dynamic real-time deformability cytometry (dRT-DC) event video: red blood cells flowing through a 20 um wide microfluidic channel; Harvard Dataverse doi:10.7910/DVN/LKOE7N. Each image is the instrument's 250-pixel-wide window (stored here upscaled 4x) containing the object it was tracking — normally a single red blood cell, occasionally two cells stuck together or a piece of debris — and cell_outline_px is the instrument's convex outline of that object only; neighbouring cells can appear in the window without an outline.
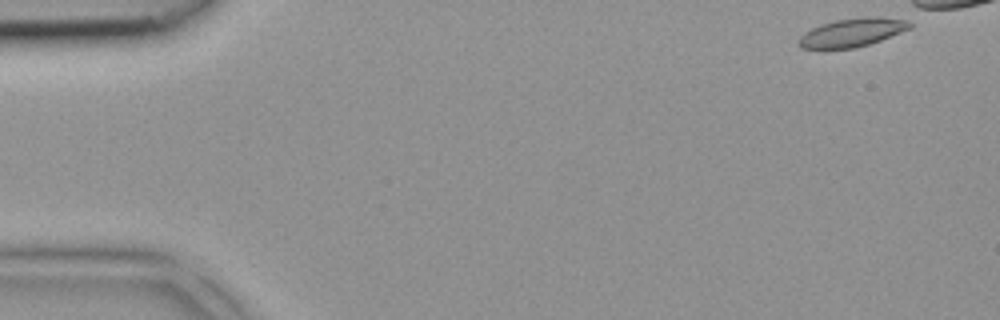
{"species": "common noctule bat (a hibernating species)", "species_latin": "Nyctalus noctula", "temperature_condition": "room temperature", "stored_images_in_passage": 8, "camera_frame_rate_fps": 3000, "um_per_image_px": 0.085, "animal": {"sex": "female", "body_mass_g": 18.4}, "frame": {"image": 1, "passage_image": 1, "time_ms": 0.0, "image_size_px": [1000, 320], "cell_outline_px": [[912, 28], [880, 40], [868, 44], [852, 48], [824, 52], [820, 52], [800, 48], [796, 44], [800, 36], [804, 32], [820, 24], [836, 20], [904, 20], [912, 24]], "centroid_in_image_um": [72.2, 2.89], "position_along_channel_um": 12.8, "area_um2": 17.98}}
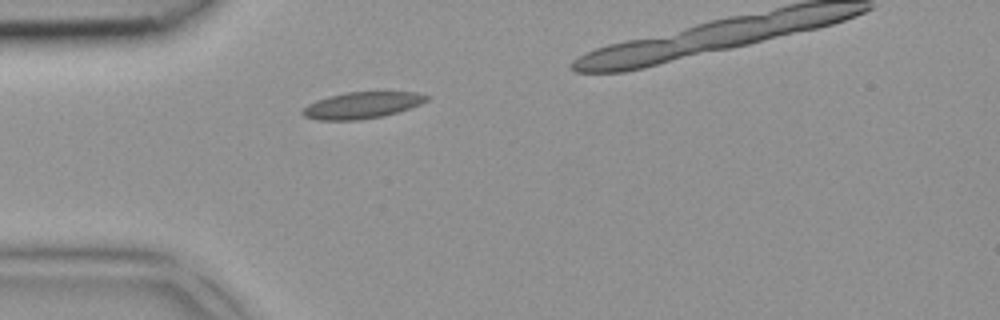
{"frame": {"image": 2, "passage_image": 4, "time_ms": 1.0, "image_size_px": [1000, 320], "cell_outline_px": [[428, 100], [420, 104], [384, 116], [360, 120], [316, 120], [304, 116], [300, 112], [300, 108], [316, 100], [328, 96], [344, 92], [416, 92], [428, 96]], "centroid_in_image_um": [30.69, 8.95], "position_along_channel_um": 54.3, "area_um2": 19.25}}
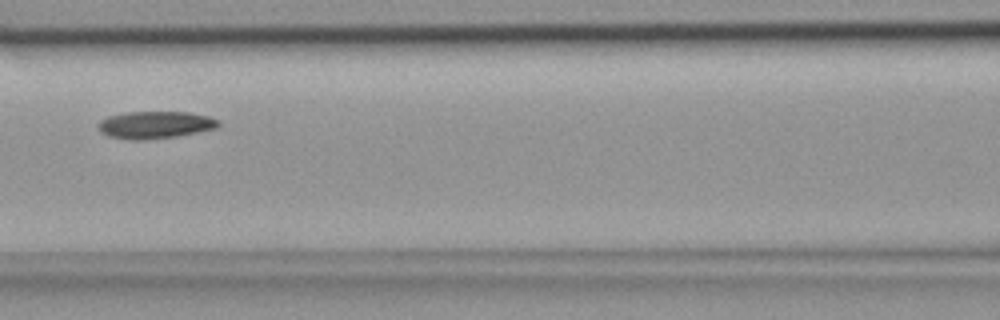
{"frame": {"image": 3, "passage_image": 8, "time_ms": 2.333, "image_size_px": [1000, 320], "cell_outline_px": [[220, 124], [216, 128], [176, 136], [140, 140], [132, 140], [108, 136], [100, 132], [96, 124], [100, 120], [108, 116], [124, 112], [188, 112], [208, 116], [220, 120]], "centroid_in_image_um": [13.15, 10.6], "position_along_channel_um": 153.5, "area_um2": 19.13}}